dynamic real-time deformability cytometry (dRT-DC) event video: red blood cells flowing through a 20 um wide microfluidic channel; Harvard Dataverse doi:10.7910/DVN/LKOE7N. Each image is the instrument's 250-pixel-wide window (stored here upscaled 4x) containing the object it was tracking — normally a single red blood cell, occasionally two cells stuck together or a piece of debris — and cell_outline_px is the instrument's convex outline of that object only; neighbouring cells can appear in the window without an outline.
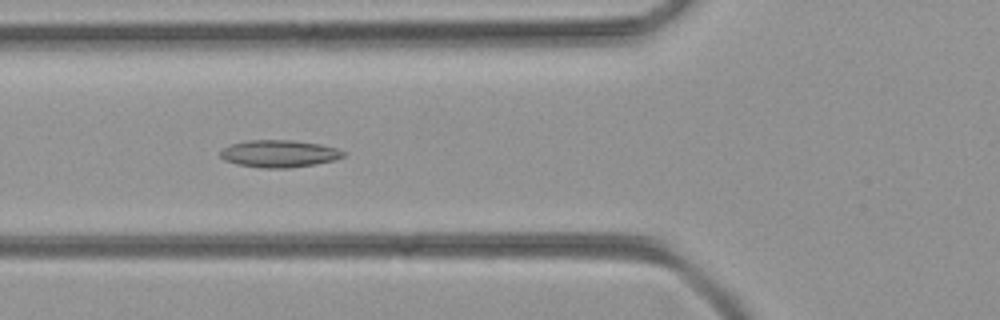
{"species": "common noctule bat (a hibernating species)", "species_latin": "Nyctalus noctula", "temperature_condition": "room temperature", "stored_images_in_passage": 9, "camera_frame_rate_fps": 3000, "um_per_image_px": 0.085, "animal": {"sex": "female", "body_mass_g": 21.9}, "frame": {"image": 1, "passage_image": 6, "time_ms": 1.667, "image_size_px": [1000, 320], "cell_outline_px": [[348, 152], [344, 156], [336, 160], [316, 164], [288, 168], [260, 168], [236, 164], [224, 160], [220, 156], [220, 152], [224, 148], [232, 144], [248, 140], [292, 140], [320, 144], [336, 148]], "centroid_in_image_um": [23.76, 13.07], "position_along_channel_um": 102.0, "area_um2": 19.65}}